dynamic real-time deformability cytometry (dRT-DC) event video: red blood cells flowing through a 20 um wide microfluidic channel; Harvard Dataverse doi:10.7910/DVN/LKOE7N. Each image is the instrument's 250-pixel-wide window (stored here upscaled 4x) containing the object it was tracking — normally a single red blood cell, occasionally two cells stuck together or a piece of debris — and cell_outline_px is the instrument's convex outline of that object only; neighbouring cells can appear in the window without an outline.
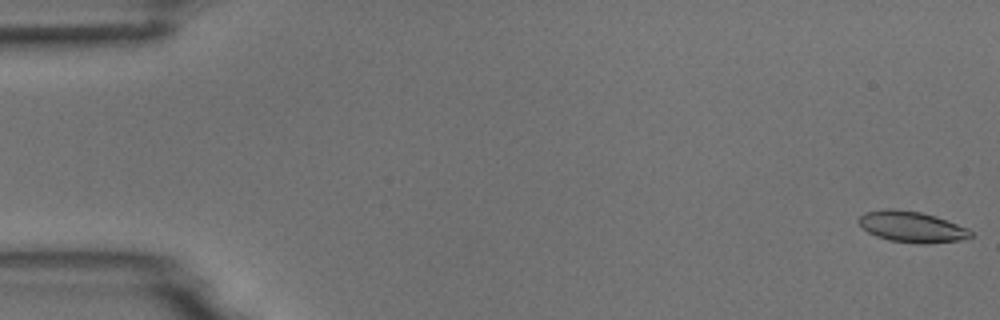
{"species": "common noctule bat (a hibernating species)", "species_latin": "Nyctalus noctula", "temperature_condition": "room temperature", "stored_images_in_passage": 9, "camera_frame_rate_fps": 3000, "um_per_image_px": 0.085, "animal": {"sex": "male", "body_mass_g": 18.8}, "frame": {"image": 1, "passage_image": 1, "time_ms": 0.0, "image_size_px": [1000, 320], "cell_outline_px": [[972, 236], [960, 240], [924, 244], [920, 244], [888, 240], [876, 236], [868, 232], [856, 220], [864, 212], [884, 208], [892, 208], [920, 212], [968, 228], [972, 232]], "centroid_in_image_um": [77.44, 19.28], "position_along_channel_um": 7.6, "area_um2": 20.06}}